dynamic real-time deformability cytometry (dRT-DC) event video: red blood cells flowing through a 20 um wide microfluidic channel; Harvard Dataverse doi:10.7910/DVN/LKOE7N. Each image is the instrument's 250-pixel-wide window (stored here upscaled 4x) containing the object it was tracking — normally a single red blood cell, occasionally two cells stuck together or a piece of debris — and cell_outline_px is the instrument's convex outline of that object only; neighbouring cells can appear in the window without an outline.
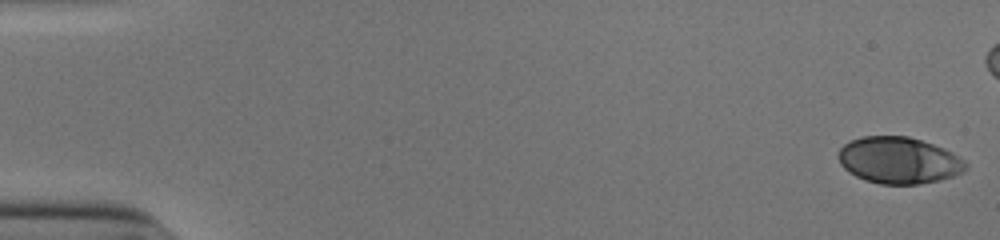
{"species": "human", "species_latin": "Homo sapiens", "temperature_condition": "cold", "stored_images_in_passage": 48, "camera_frame_rate_fps": 3000, "um_per_image_px": 0.085, "donor": {"sex": "male"}, "frame": {"image": 1, "passage_image": 1, "time_ms": 0.0, "image_size_px": [1000, 240], "cell_outline_px": [[968, 168], [964, 172], [940, 180], [920, 184], [880, 184], [864, 180], [848, 172], [840, 164], [836, 156], [840, 148], [844, 144], [852, 140], [864, 136], [908, 136], [944, 148], [952, 152], [964, 160], [968, 164]], "centroid_in_image_um": [76.39, 13.63], "position_along_channel_um": 8.6, "area_um2": 34.8}}
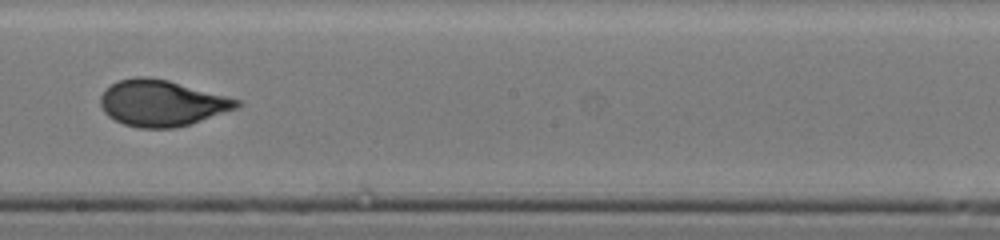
{"frame": {"image": 2, "passage_image": 31, "time_ms": 10.0, "image_size_px": [1000, 240], "cell_outline_px": [[244, 104], [240, 108], [176, 128], [140, 128], [124, 124], [108, 116], [104, 112], [100, 104], [100, 96], [116, 80], [136, 76], [144, 76], [168, 80], [240, 100]], "centroid_in_image_um": [13.76, 8.76], "position_along_channel_um": 234.4, "area_um2": 36.65}}
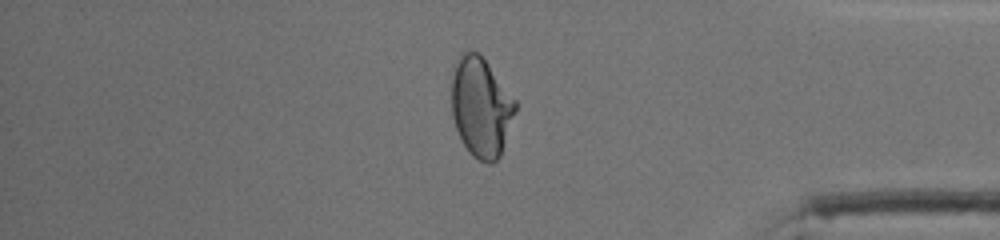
{"frame": {"image": 3, "passage_image": 45, "time_ms": 14.667, "image_size_px": [1000, 240], "cell_outline_px": [[516, 112], [500, 156], [496, 160], [488, 164], [472, 156], [464, 144], [456, 128], [452, 116], [452, 76], [456, 64], [460, 56], [464, 52], [480, 52], [516, 100]], "centroid_in_image_um": [40.9, 9.1], "position_along_channel_um": 394.3, "area_um2": 36.88}}